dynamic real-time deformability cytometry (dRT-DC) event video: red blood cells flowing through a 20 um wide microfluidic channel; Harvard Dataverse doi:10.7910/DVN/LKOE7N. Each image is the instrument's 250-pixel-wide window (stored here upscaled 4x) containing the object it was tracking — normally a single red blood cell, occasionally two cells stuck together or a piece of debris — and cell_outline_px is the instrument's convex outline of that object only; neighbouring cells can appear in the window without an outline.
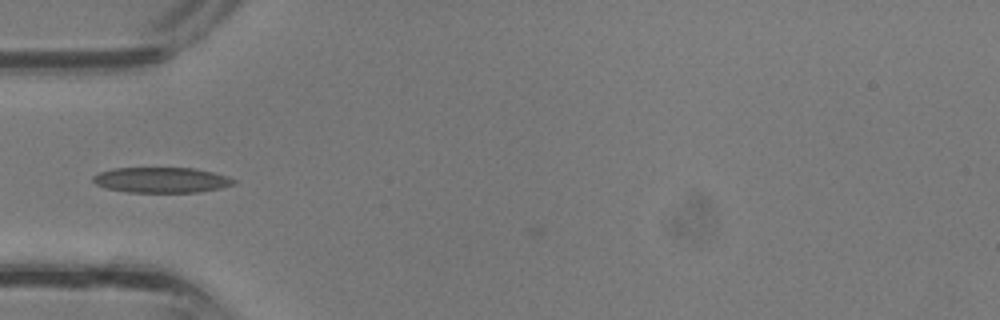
{"species": "common noctule bat (a hibernating species)", "species_latin": "Nyctalus noctula", "temperature_condition": "room temperature", "stored_images_in_passage": 28, "camera_frame_rate_fps": 3000, "um_per_image_px": 0.085, "animal": {"sex": "male", "body_mass_g": 13.3}, "frame": {"image": 1, "passage_image": 3, "time_ms": 0.667, "image_size_px": [1000, 320], "cell_outline_px": [[236, 184], [220, 188], [200, 192], [128, 192], [108, 188], [96, 184], [92, 180], [92, 176], [100, 172], [112, 168], [196, 168], [228, 176], [236, 180]], "centroid_in_image_um": [13.75, 15.29], "position_along_channel_um": 71.3, "area_um2": 20.87}}
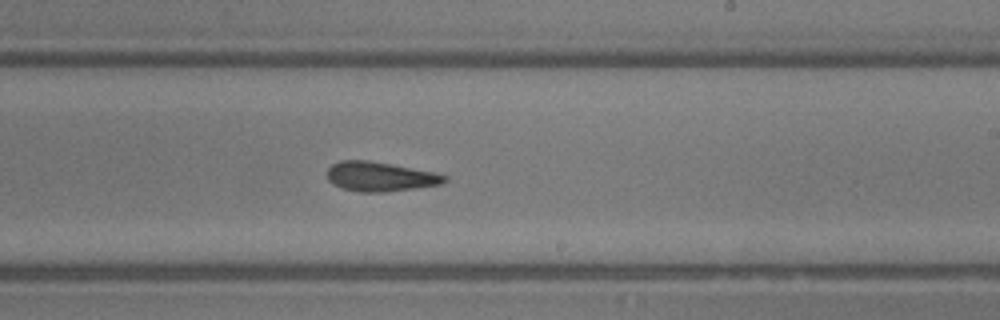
{"frame": {"image": 2, "passage_image": 13, "time_ms": 4.0, "image_size_px": [1000, 320], "cell_outline_px": [[448, 180], [440, 184], [416, 188], [384, 192], [360, 192], [344, 188], [328, 180], [328, 168], [332, 164], [340, 160], [368, 160], [432, 172], [448, 176]], "centroid_in_image_um": [32.31, 15.01], "position_along_channel_um": 256.7, "area_um2": 19.83}}
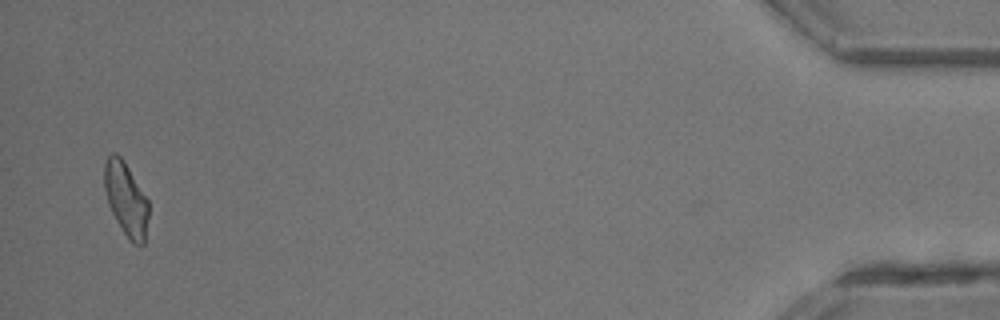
{"frame": {"image": 3, "passage_image": 27, "time_ms": 8.667, "image_size_px": [1000, 320], "cell_outline_px": [[148, 216], [144, 244], [136, 244], [124, 232], [116, 220], [108, 204], [104, 188], [104, 160], [112, 152], [116, 152], [124, 160], [148, 200]], "centroid_in_image_um": [10.69, 16.85], "position_along_channel_um": 424.5, "area_um2": 18.73}}